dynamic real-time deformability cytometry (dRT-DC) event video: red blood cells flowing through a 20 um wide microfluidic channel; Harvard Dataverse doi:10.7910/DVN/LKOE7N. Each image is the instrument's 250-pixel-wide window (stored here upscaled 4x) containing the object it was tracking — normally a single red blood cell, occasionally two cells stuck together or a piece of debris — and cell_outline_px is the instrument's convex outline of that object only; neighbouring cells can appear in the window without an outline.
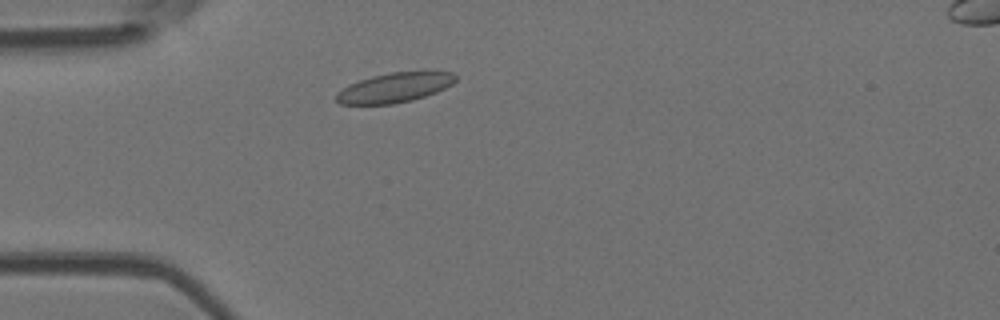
{"species": "Egyptian fruit bat (a non-hibernating species)", "species_latin": "Rousettus aegyptiacus", "temperature_condition": "room temperature", "stored_images_in_passage": 46, "camera_frame_rate_fps": 3000, "um_per_image_px": 0.085, "animal": {"sex": "female"}, "frame": {"image": 1, "passage_image": 7, "time_ms": 2.0, "image_size_px": [1000, 320], "cell_outline_px": [[456, 80], [452, 84], [436, 92], [412, 100], [392, 104], [340, 104], [336, 100], [336, 92], [348, 84], [372, 76], [392, 72], [452, 72], [456, 76]], "centroid_in_image_um": [33.5, 7.45], "position_along_channel_um": 51.5, "area_um2": 20.4}}
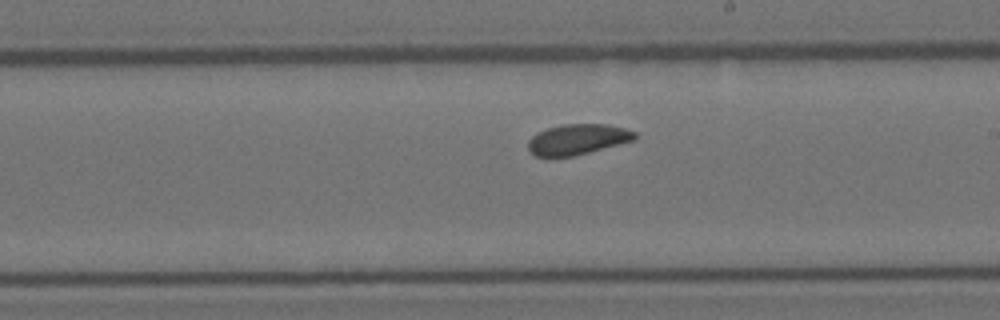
{"frame": {"image": 2, "passage_image": 23, "time_ms": 7.333, "image_size_px": [1000, 320], "cell_outline_px": [[636, 140], [572, 156], [536, 156], [528, 148], [528, 140], [532, 136], [548, 128], [564, 124], [608, 124], [624, 128], [636, 132]], "centroid_in_image_um": [49.13, 11.83], "position_along_channel_um": 239.9, "area_um2": 18.73}}
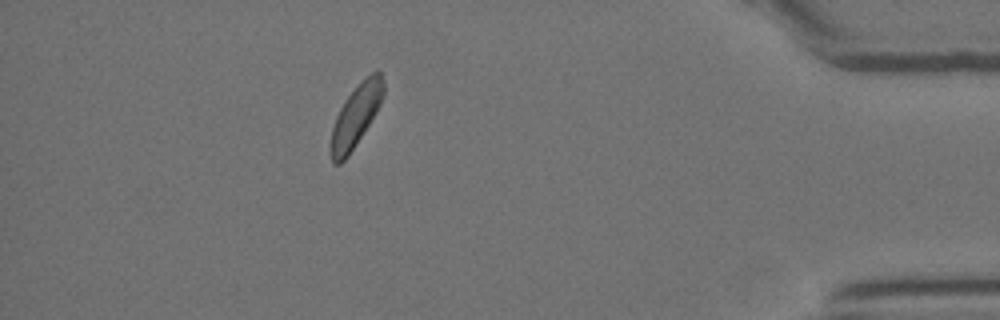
{"frame": {"image": 3, "passage_image": 40, "time_ms": 13.0, "image_size_px": [1000, 320], "cell_outline_px": [[384, 96], [376, 112], [348, 156], [340, 164], [332, 164], [332, 128], [336, 116], [344, 100], [372, 72], [380, 72], [384, 80]], "centroid_in_image_um": [30.26, 9.84], "position_along_channel_um": 404.9, "area_um2": 18.32}, "authors_computed_cell_mechanics": {"area_um2": 19.363, "velocity_mm_per_s": 3.7426, "shape_relaxation_time_tau1_ms": 4.2785, "shape_relaxation_time_tau2_ms": 5.5557, "deformation_change_tau1": 0.0748, "deformation_change_tau2": 0.0785}}